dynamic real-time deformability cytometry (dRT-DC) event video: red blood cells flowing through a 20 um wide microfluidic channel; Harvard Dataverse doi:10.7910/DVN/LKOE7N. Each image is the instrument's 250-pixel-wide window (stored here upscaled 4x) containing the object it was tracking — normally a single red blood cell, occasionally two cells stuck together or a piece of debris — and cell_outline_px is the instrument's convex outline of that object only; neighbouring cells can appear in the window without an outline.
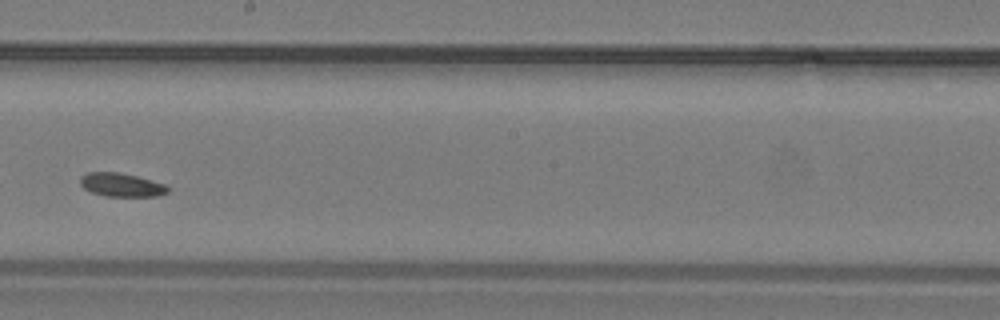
{"species": "common noctule bat (a hibernating species)", "species_latin": "Nyctalus noctula", "temperature_condition": "warm", "stored_images_in_passage": 15, "camera_frame_rate_fps": 3000, "um_per_image_px": 0.085, "animal": {"sex": "male", "body_mass_g": 19.2, "forearm_length_mm": 51.8}, "frame": {"image": 1, "passage_image": 11, "time_ms": 3.333, "image_size_px": [1000, 320], "cell_outline_px": [[168, 192], [156, 196], [104, 196], [92, 192], [84, 188], [80, 184], [80, 176], [88, 172], [116, 172], [136, 176], [152, 180], [164, 184], [168, 188]], "centroid_in_image_um": [10.29, 15.71], "position_along_channel_um": 237.9, "area_um2": 11.91}}